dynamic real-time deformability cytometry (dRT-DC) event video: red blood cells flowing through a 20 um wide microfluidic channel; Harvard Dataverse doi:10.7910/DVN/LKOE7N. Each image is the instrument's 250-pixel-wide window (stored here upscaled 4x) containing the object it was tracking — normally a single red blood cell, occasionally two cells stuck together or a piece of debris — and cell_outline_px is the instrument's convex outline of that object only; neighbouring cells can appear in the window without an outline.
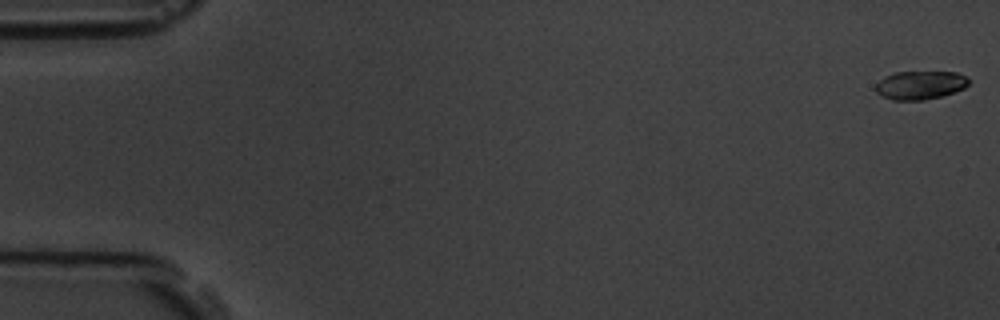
{"species": "common noctule bat (a hibernating species)", "species_latin": "Nyctalus noctula", "temperature_condition": "room temperature", "stored_images_in_passage": 57, "camera_frame_rate_fps": 3000, "um_per_image_px": 0.085, "animal": {"sex": "male", "body_mass_g": 19.5, "forearm_length_mm": 54.6}, "frame": {"image": 1, "passage_image": 1, "time_ms": 0.0, "image_size_px": [1000, 320], "cell_outline_px": [[968, 84], [964, 88], [940, 96], [924, 100], [892, 100], [880, 96], [876, 92], [876, 84], [884, 76], [896, 72], [956, 72], [964, 76], [968, 80]], "centroid_in_image_um": [78.16, 7.24], "position_along_channel_um": 6.8, "area_um2": 15.32}}
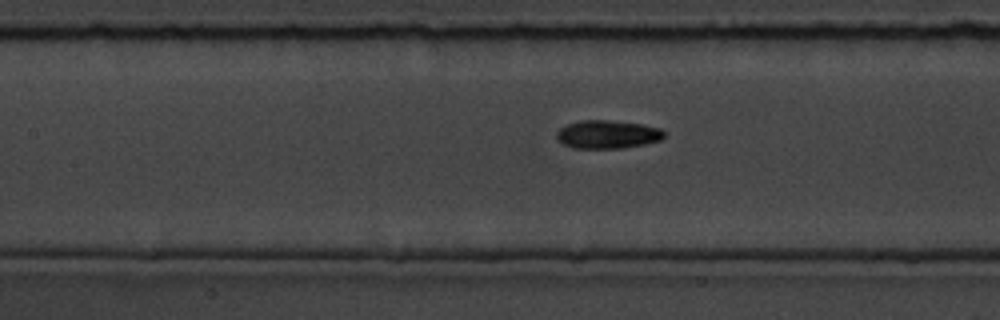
{"frame": {"image": 2, "passage_image": 26, "time_ms": 8.333, "image_size_px": [1000, 320], "cell_outline_px": [[664, 136], [660, 140], [644, 144], [624, 148], [572, 148], [556, 140], [556, 132], [560, 128], [568, 124], [580, 120], [608, 120], [640, 124], [660, 128], [664, 132]], "centroid_in_image_um": [51.6, 11.43], "position_along_channel_um": 155.8, "area_um2": 17.69}}
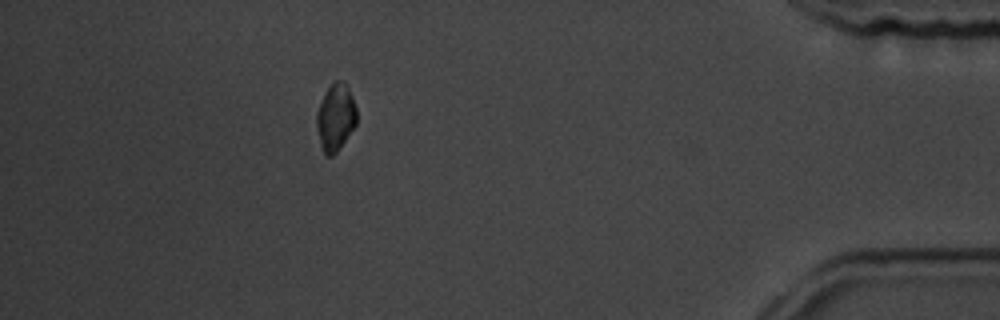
{"frame": {"image": 3, "passage_image": 51, "time_ms": 16.667, "image_size_px": [1000, 320], "cell_outline_px": [[356, 124], [336, 152], [332, 156], [324, 156], [320, 144], [316, 128], [316, 112], [328, 88], [336, 80], [340, 80], [348, 84], [356, 108]], "centroid_in_image_um": [28.51, 9.98], "position_along_channel_um": 406.7, "area_um2": 15.55}, "authors_computed_cell_mechanics": {"area_um2": 16.2418, "velocity_mm_per_s": 3.6269, "shape_relaxation_time_tau1_ms": 3.2535, "shape_relaxation_time_tau2_ms": 5.0958, "deformation_change_tau1": 0.1133, "deformation_change_tau2": 0.0801}}